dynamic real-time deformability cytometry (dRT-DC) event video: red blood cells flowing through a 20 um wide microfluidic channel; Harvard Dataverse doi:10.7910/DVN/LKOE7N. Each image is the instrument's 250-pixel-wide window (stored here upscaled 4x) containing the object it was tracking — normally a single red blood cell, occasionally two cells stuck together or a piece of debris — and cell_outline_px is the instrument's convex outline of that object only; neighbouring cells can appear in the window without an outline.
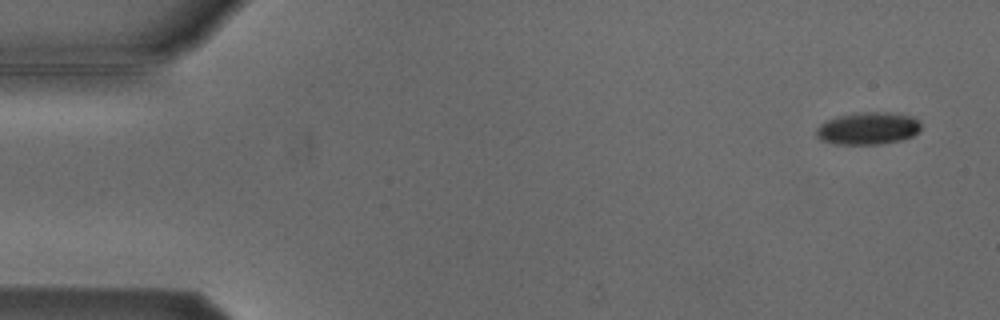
{"species": "Egyptian fruit bat (a non-hibernating species)", "species_latin": "Rousettus aegyptiacus", "temperature_condition": "cold", "stored_images_in_passage": 3, "camera_frame_rate_fps": 3000, "um_per_image_px": 0.085, "animal": {"sex": "male"}, "frame": {"image": 1, "passage_image": 1, "time_ms": 0.0, "image_size_px": [1000, 320], "cell_outline_px": [[920, 128], [912, 136], [900, 140], [876, 144], [836, 144], [820, 140], [816, 136], [816, 128], [820, 124], [828, 120], [840, 116], [856, 112], [884, 112], [912, 116], [920, 120]], "centroid_in_image_um": [73.76, 10.91], "position_along_channel_um": 11.2, "area_um2": 19.59}}